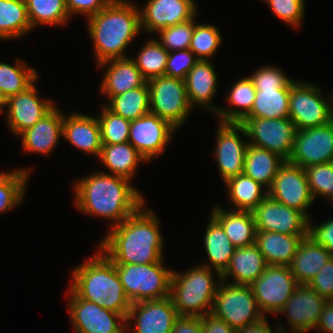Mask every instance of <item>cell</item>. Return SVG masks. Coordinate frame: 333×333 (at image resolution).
Instances as JSON below:
<instances>
[{"label": "cell", "mask_w": 333, "mask_h": 333, "mask_svg": "<svg viewBox=\"0 0 333 333\" xmlns=\"http://www.w3.org/2000/svg\"><path fill=\"white\" fill-rule=\"evenodd\" d=\"M145 204L123 222L109 228L98 242L97 248L114 264H150L164 258L165 241L159 218Z\"/></svg>", "instance_id": "cell-1"}, {"label": "cell", "mask_w": 333, "mask_h": 333, "mask_svg": "<svg viewBox=\"0 0 333 333\" xmlns=\"http://www.w3.org/2000/svg\"><path fill=\"white\" fill-rule=\"evenodd\" d=\"M131 181L105 170L79 178L73 185L76 209L108 220L111 227L134 214L145 202Z\"/></svg>", "instance_id": "cell-2"}, {"label": "cell", "mask_w": 333, "mask_h": 333, "mask_svg": "<svg viewBox=\"0 0 333 333\" xmlns=\"http://www.w3.org/2000/svg\"><path fill=\"white\" fill-rule=\"evenodd\" d=\"M137 5L130 0H113L97 14L87 18L96 65L111 59L129 57L126 48L142 31Z\"/></svg>", "instance_id": "cell-3"}, {"label": "cell", "mask_w": 333, "mask_h": 333, "mask_svg": "<svg viewBox=\"0 0 333 333\" xmlns=\"http://www.w3.org/2000/svg\"><path fill=\"white\" fill-rule=\"evenodd\" d=\"M87 261L72 270L69 287L79 298L93 302L125 318L131 302L118 276L115 264L98 248Z\"/></svg>", "instance_id": "cell-4"}, {"label": "cell", "mask_w": 333, "mask_h": 333, "mask_svg": "<svg viewBox=\"0 0 333 333\" xmlns=\"http://www.w3.org/2000/svg\"><path fill=\"white\" fill-rule=\"evenodd\" d=\"M221 282V273L201 264L184 273L173 269L169 297L178 315L201 317L210 313Z\"/></svg>", "instance_id": "cell-5"}, {"label": "cell", "mask_w": 333, "mask_h": 333, "mask_svg": "<svg viewBox=\"0 0 333 333\" xmlns=\"http://www.w3.org/2000/svg\"><path fill=\"white\" fill-rule=\"evenodd\" d=\"M164 258L150 264H115L118 276L131 303L165 299L170 296L172 271Z\"/></svg>", "instance_id": "cell-6"}, {"label": "cell", "mask_w": 333, "mask_h": 333, "mask_svg": "<svg viewBox=\"0 0 333 333\" xmlns=\"http://www.w3.org/2000/svg\"><path fill=\"white\" fill-rule=\"evenodd\" d=\"M322 93V88L309 81L296 79L291 83L289 118L297 130L322 126L333 120L332 94L325 98Z\"/></svg>", "instance_id": "cell-7"}, {"label": "cell", "mask_w": 333, "mask_h": 333, "mask_svg": "<svg viewBox=\"0 0 333 333\" xmlns=\"http://www.w3.org/2000/svg\"><path fill=\"white\" fill-rule=\"evenodd\" d=\"M236 331L262 320L250 285H237L222 281L217 289L211 311Z\"/></svg>", "instance_id": "cell-8"}, {"label": "cell", "mask_w": 333, "mask_h": 333, "mask_svg": "<svg viewBox=\"0 0 333 333\" xmlns=\"http://www.w3.org/2000/svg\"><path fill=\"white\" fill-rule=\"evenodd\" d=\"M148 83L150 112L169 122L177 130L189 118L192 107L185 81L168 76L152 78Z\"/></svg>", "instance_id": "cell-9"}, {"label": "cell", "mask_w": 333, "mask_h": 333, "mask_svg": "<svg viewBox=\"0 0 333 333\" xmlns=\"http://www.w3.org/2000/svg\"><path fill=\"white\" fill-rule=\"evenodd\" d=\"M240 123L250 145L274 152L285 161L290 159L297 131L290 118H244Z\"/></svg>", "instance_id": "cell-10"}, {"label": "cell", "mask_w": 333, "mask_h": 333, "mask_svg": "<svg viewBox=\"0 0 333 333\" xmlns=\"http://www.w3.org/2000/svg\"><path fill=\"white\" fill-rule=\"evenodd\" d=\"M66 294L69 319L74 332L126 333V318L123 315L81 299L71 289Z\"/></svg>", "instance_id": "cell-11"}, {"label": "cell", "mask_w": 333, "mask_h": 333, "mask_svg": "<svg viewBox=\"0 0 333 333\" xmlns=\"http://www.w3.org/2000/svg\"><path fill=\"white\" fill-rule=\"evenodd\" d=\"M298 283L289 266L267 265L250 286L262 314H278Z\"/></svg>", "instance_id": "cell-12"}, {"label": "cell", "mask_w": 333, "mask_h": 333, "mask_svg": "<svg viewBox=\"0 0 333 333\" xmlns=\"http://www.w3.org/2000/svg\"><path fill=\"white\" fill-rule=\"evenodd\" d=\"M268 196L281 204L301 211L308 219L311 218L308 209L311 208L315 199L307 182L304 168L285 161L279 167L268 188Z\"/></svg>", "instance_id": "cell-13"}, {"label": "cell", "mask_w": 333, "mask_h": 333, "mask_svg": "<svg viewBox=\"0 0 333 333\" xmlns=\"http://www.w3.org/2000/svg\"><path fill=\"white\" fill-rule=\"evenodd\" d=\"M327 302L324 297L308 284H298L292 296L278 312V315H286L289 329L284 328L281 322L275 325L282 332L291 330V333H306L311 329L315 330L322 309Z\"/></svg>", "instance_id": "cell-14"}, {"label": "cell", "mask_w": 333, "mask_h": 333, "mask_svg": "<svg viewBox=\"0 0 333 333\" xmlns=\"http://www.w3.org/2000/svg\"><path fill=\"white\" fill-rule=\"evenodd\" d=\"M214 156L223 183L231 177L243 173L248 140H243L240 134L247 137L241 123L218 122L216 129Z\"/></svg>", "instance_id": "cell-15"}, {"label": "cell", "mask_w": 333, "mask_h": 333, "mask_svg": "<svg viewBox=\"0 0 333 333\" xmlns=\"http://www.w3.org/2000/svg\"><path fill=\"white\" fill-rule=\"evenodd\" d=\"M176 131L169 122L149 112L131 121L128 142L150 162L165 152Z\"/></svg>", "instance_id": "cell-16"}, {"label": "cell", "mask_w": 333, "mask_h": 333, "mask_svg": "<svg viewBox=\"0 0 333 333\" xmlns=\"http://www.w3.org/2000/svg\"><path fill=\"white\" fill-rule=\"evenodd\" d=\"M288 161L302 168L333 162V120L322 126L297 130Z\"/></svg>", "instance_id": "cell-17"}, {"label": "cell", "mask_w": 333, "mask_h": 333, "mask_svg": "<svg viewBox=\"0 0 333 333\" xmlns=\"http://www.w3.org/2000/svg\"><path fill=\"white\" fill-rule=\"evenodd\" d=\"M256 231L308 236V218L267 196L252 210Z\"/></svg>", "instance_id": "cell-18"}, {"label": "cell", "mask_w": 333, "mask_h": 333, "mask_svg": "<svg viewBox=\"0 0 333 333\" xmlns=\"http://www.w3.org/2000/svg\"><path fill=\"white\" fill-rule=\"evenodd\" d=\"M178 317L170 297L131 303L126 317V333H171Z\"/></svg>", "instance_id": "cell-19"}, {"label": "cell", "mask_w": 333, "mask_h": 333, "mask_svg": "<svg viewBox=\"0 0 333 333\" xmlns=\"http://www.w3.org/2000/svg\"><path fill=\"white\" fill-rule=\"evenodd\" d=\"M139 7L141 30L156 34L159 30L185 23L198 14L195 0H146Z\"/></svg>", "instance_id": "cell-20"}, {"label": "cell", "mask_w": 333, "mask_h": 333, "mask_svg": "<svg viewBox=\"0 0 333 333\" xmlns=\"http://www.w3.org/2000/svg\"><path fill=\"white\" fill-rule=\"evenodd\" d=\"M37 80L26 90L10 96L7 100V124L18 137L26 129L32 127L55 105L51 99L40 98L36 87Z\"/></svg>", "instance_id": "cell-21"}, {"label": "cell", "mask_w": 333, "mask_h": 333, "mask_svg": "<svg viewBox=\"0 0 333 333\" xmlns=\"http://www.w3.org/2000/svg\"><path fill=\"white\" fill-rule=\"evenodd\" d=\"M62 137L82 153L99 158L102 141L96 114L93 116L78 112L63 114Z\"/></svg>", "instance_id": "cell-22"}, {"label": "cell", "mask_w": 333, "mask_h": 333, "mask_svg": "<svg viewBox=\"0 0 333 333\" xmlns=\"http://www.w3.org/2000/svg\"><path fill=\"white\" fill-rule=\"evenodd\" d=\"M63 111L56 105L32 127L18 137L21 138L23 151L50 155L62 139Z\"/></svg>", "instance_id": "cell-23"}, {"label": "cell", "mask_w": 333, "mask_h": 333, "mask_svg": "<svg viewBox=\"0 0 333 333\" xmlns=\"http://www.w3.org/2000/svg\"><path fill=\"white\" fill-rule=\"evenodd\" d=\"M97 67L106 68L99 90L108 100L147 83L131 57L111 59L98 64Z\"/></svg>", "instance_id": "cell-24"}, {"label": "cell", "mask_w": 333, "mask_h": 333, "mask_svg": "<svg viewBox=\"0 0 333 333\" xmlns=\"http://www.w3.org/2000/svg\"><path fill=\"white\" fill-rule=\"evenodd\" d=\"M187 97L191 107L201 106L216 115L220 106H215L213 99L218 89V77L210 60H198L185 78Z\"/></svg>", "instance_id": "cell-25"}, {"label": "cell", "mask_w": 333, "mask_h": 333, "mask_svg": "<svg viewBox=\"0 0 333 333\" xmlns=\"http://www.w3.org/2000/svg\"><path fill=\"white\" fill-rule=\"evenodd\" d=\"M267 263L258 246L236 248L229 266L221 274L222 281L237 284L251 285L265 271ZM233 280L232 282L229 280Z\"/></svg>", "instance_id": "cell-26"}, {"label": "cell", "mask_w": 333, "mask_h": 333, "mask_svg": "<svg viewBox=\"0 0 333 333\" xmlns=\"http://www.w3.org/2000/svg\"><path fill=\"white\" fill-rule=\"evenodd\" d=\"M210 215L223 227L225 234L235 248L255 243L256 226L252 211L222 209L214 205Z\"/></svg>", "instance_id": "cell-27"}, {"label": "cell", "mask_w": 333, "mask_h": 333, "mask_svg": "<svg viewBox=\"0 0 333 333\" xmlns=\"http://www.w3.org/2000/svg\"><path fill=\"white\" fill-rule=\"evenodd\" d=\"M333 255L309 236L303 238L289 265L298 284H309Z\"/></svg>", "instance_id": "cell-28"}, {"label": "cell", "mask_w": 333, "mask_h": 333, "mask_svg": "<svg viewBox=\"0 0 333 333\" xmlns=\"http://www.w3.org/2000/svg\"><path fill=\"white\" fill-rule=\"evenodd\" d=\"M307 236L256 231L255 244L267 265L289 266L300 242Z\"/></svg>", "instance_id": "cell-29"}, {"label": "cell", "mask_w": 333, "mask_h": 333, "mask_svg": "<svg viewBox=\"0 0 333 333\" xmlns=\"http://www.w3.org/2000/svg\"><path fill=\"white\" fill-rule=\"evenodd\" d=\"M98 160L106 166L108 174L123 177L129 181L136 176L140 162L147 160L129 143L102 145Z\"/></svg>", "instance_id": "cell-30"}, {"label": "cell", "mask_w": 333, "mask_h": 333, "mask_svg": "<svg viewBox=\"0 0 333 333\" xmlns=\"http://www.w3.org/2000/svg\"><path fill=\"white\" fill-rule=\"evenodd\" d=\"M209 223L206 225L204 234V250L206 251L209 262L201 263V265L214 269L219 273H223L229 266L231 257L235 252L223 227L209 215Z\"/></svg>", "instance_id": "cell-31"}, {"label": "cell", "mask_w": 333, "mask_h": 333, "mask_svg": "<svg viewBox=\"0 0 333 333\" xmlns=\"http://www.w3.org/2000/svg\"><path fill=\"white\" fill-rule=\"evenodd\" d=\"M230 200V209L252 211L268 196V189L244 173L224 183Z\"/></svg>", "instance_id": "cell-32"}, {"label": "cell", "mask_w": 333, "mask_h": 333, "mask_svg": "<svg viewBox=\"0 0 333 333\" xmlns=\"http://www.w3.org/2000/svg\"><path fill=\"white\" fill-rule=\"evenodd\" d=\"M285 162L278 154L265 148L248 145L243 173L268 189L279 167Z\"/></svg>", "instance_id": "cell-33"}, {"label": "cell", "mask_w": 333, "mask_h": 333, "mask_svg": "<svg viewBox=\"0 0 333 333\" xmlns=\"http://www.w3.org/2000/svg\"><path fill=\"white\" fill-rule=\"evenodd\" d=\"M228 93L226 100L230 108L220 107L216 116L220 122L240 123L252 110L256 89L249 76H246L237 80Z\"/></svg>", "instance_id": "cell-34"}, {"label": "cell", "mask_w": 333, "mask_h": 333, "mask_svg": "<svg viewBox=\"0 0 333 333\" xmlns=\"http://www.w3.org/2000/svg\"><path fill=\"white\" fill-rule=\"evenodd\" d=\"M291 88L256 89L251 112L245 118H289Z\"/></svg>", "instance_id": "cell-35"}, {"label": "cell", "mask_w": 333, "mask_h": 333, "mask_svg": "<svg viewBox=\"0 0 333 333\" xmlns=\"http://www.w3.org/2000/svg\"><path fill=\"white\" fill-rule=\"evenodd\" d=\"M31 30L25 0H0V40L20 39Z\"/></svg>", "instance_id": "cell-36"}, {"label": "cell", "mask_w": 333, "mask_h": 333, "mask_svg": "<svg viewBox=\"0 0 333 333\" xmlns=\"http://www.w3.org/2000/svg\"><path fill=\"white\" fill-rule=\"evenodd\" d=\"M148 83L111 97L106 107L126 120L133 121L150 112Z\"/></svg>", "instance_id": "cell-37"}, {"label": "cell", "mask_w": 333, "mask_h": 333, "mask_svg": "<svg viewBox=\"0 0 333 333\" xmlns=\"http://www.w3.org/2000/svg\"><path fill=\"white\" fill-rule=\"evenodd\" d=\"M27 64L19 58L14 66L0 61V89L7 99L26 90L39 78L37 70Z\"/></svg>", "instance_id": "cell-38"}, {"label": "cell", "mask_w": 333, "mask_h": 333, "mask_svg": "<svg viewBox=\"0 0 333 333\" xmlns=\"http://www.w3.org/2000/svg\"><path fill=\"white\" fill-rule=\"evenodd\" d=\"M31 168L0 173V214L11 211L24 201Z\"/></svg>", "instance_id": "cell-39"}, {"label": "cell", "mask_w": 333, "mask_h": 333, "mask_svg": "<svg viewBox=\"0 0 333 333\" xmlns=\"http://www.w3.org/2000/svg\"><path fill=\"white\" fill-rule=\"evenodd\" d=\"M32 29L41 25L62 26L71 20L65 0H25Z\"/></svg>", "instance_id": "cell-40"}, {"label": "cell", "mask_w": 333, "mask_h": 333, "mask_svg": "<svg viewBox=\"0 0 333 333\" xmlns=\"http://www.w3.org/2000/svg\"><path fill=\"white\" fill-rule=\"evenodd\" d=\"M169 52L156 40L149 38L132 59L143 77L149 81L152 78L164 76Z\"/></svg>", "instance_id": "cell-41"}, {"label": "cell", "mask_w": 333, "mask_h": 333, "mask_svg": "<svg viewBox=\"0 0 333 333\" xmlns=\"http://www.w3.org/2000/svg\"><path fill=\"white\" fill-rule=\"evenodd\" d=\"M220 33L215 25L196 21L189 49L198 60H210L222 45L223 37Z\"/></svg>", "instance_id": "cell-42"}, {"label": "cell", "mask_w": 333, "mask_h": 333, "mask_svg": "<svg viewBox=\"0 0 333 333\" xmlns=\"http://www.w3.org/2000/svg\"><path fill=\"white\" fill-rule=\"evenodd\" d=\"M96 116L101 128L102 145L128 142L131 121L113 113L105 104Z\"/></svg>", "instance_id": "cell-43"}, {"label": "cell", "mask_w": 333, "mask_h": 333, "mask_svg": "<svg viewBox=\"0 0 333 333\" xmlns=\"http://www.w3.org/2000/svg\"><path fill=\"white\" fill-rule=\"evenodd\" d=\"M314 199L325 197L333 202V162L317 164L304 168Z\"/></svg>", "instance_id": "cell-44"}, {"label": "cell", "mask_w": 333, "mask_h": 333, "mask_svg": "<svg viewBox=\"0 0 333 333\" xmlns=\"http://www.w3.org/2000/svg\"><path fill=\"white\" fill-rule=\"evenodd\" d=\"M197 15L181 24L171 27H166L159 30L156 34L159 39H156L168 52L189 49L192 35L195 29Z\"/></svg>", "instance_id": "cell-45"}, {"label": "cell", "mask_w": 333, "mask_h": 333, "mask_svg": "<svg viewBox=\"0 0 333 333\" xmlns=\"http://www.w3.org/2000/svg\"><path fill=\"white\" fill-rule=\"evenodd\" d=\"M286 25L298 28L305 16V0H263Z\"/></svg>", "instance_id": "cell-46"}, {"label": "cell", "mask_w": 333, "mask_h": 333, "mask_svg": "<svg viewBox=\"0 0 333 333\" xmlns=\"http://www.w3.org/2000/svg\"><path fill=\"white\" fill-rule=\"evenodd\" d=\"M249 78L255 89L291 88L294 81L287 77L282 69L273 65L259 67Z\"/></svg>", "instance_id": "cell-47"}, {"label": "cell", "mask_w": 333, "mask_h": 333, "mask_svg": "<svg viewBox=\"0 0 333 333\" xmlns=\"http://www.w3.org/2000/svg\"><path fill=\"white\" fill-rule=\"evenodd\" d=\"M197 61L190 49L169 52L164 76L185 80Z\"/></svg>", "instance_id": "cell-48"}, {"label": "cell", "mask_w": 333, "mask_h": 333, "mask_svg": "<svg viewBox=\"0 0 333 333\" xmlns=\"http://www.w3.org/2000/svg\"><path fill=\"white\" fill-rule=\"evenodd\" d=\"M308 285L327 301H333V256Z\"/></svg>", "instance_id": "cell-49"}, {"label": "cell", "mask_w": 333, "mask_h": 333, "mask_svg": "<svg viewBox=\"0 0 333 333\" xmlns=\"http://www.w3.org/2000/svg\"><path fill=\"white\" fill-rule=\"evenodd\" d=\"M312 217L308 220V236L316 243L324 246L333 255V218L328 221L312 224Z\"/></svg>", "instance_id": "cell-50"}, {"label": "cell", "mask_w": 333, "mask_h": 333, "mask_svg": "<svg viewBox=\"0 0 333 333\" xmlns=\"http://www.w3.org/2000/svg\"><path fill=\"white\" fill-rule=\"evenodd\" d=\"M113 0H65L70 18L73 14L83 15L86 18L97 14Z\"/></svg>", "instance_id": "cell-51"}, {"label": "cell", "mask_w": 333, "mask_h": 333, "mask_svg": "<svg viewBox=\"0 0 333 333\" xmlns=\"http://www.w3.org/2000/svg\"><path fill=\"white\" fill-rule=\"evenodd\" d=\"M201 325L203 333H237L234 328L212 312L201 316Z\"/></svg>", "instance_id": "cell-52"}, {"label": "cell", "mask_w": 333, "mask_h": 333, "mask_svg": "<svg viewBox=\"0 0 333 333\" xmlns=\"http://www.w3.org/2000/svg\"><path fill=\"white\" fill-rule=\"evenodd\" d=\"M171 333H203L201 317L179 316L174 323Z\"/></svg>", "instance_id": "cell-53"}, {"label": "cell", "mask_w": 333, "mask_h": 333, "mask_svg": "<svg viewBox=\"0 0 333 333\" xmlns=\"http://www.w3.org/2000/svg\"><path fill=\"white\" fill-rule=\"evenodd\" d=\"M317 331L333 333V301H328L320 314Z\"/></svg>", "instance_id": "cell-54"}, {"label": "cell", "mask_w": 333, "mask_h": 333, "mask_svg": "<svg viewBox=\"0 0 333 333\" xmlns=\"http://www.w3.org/2000/svg\"><path fill=\"white\" fill-rule=\"evenodd\" d=\"M269 324L267 316L262 320L237 330V333H278L279 329ZM274 329V330H273ZM274 331V332H273Z\"/></svg>", "instance_id": "cell-55"}, {"label": "cell", "mask_w": 333, "mask_h": 333, "mask_svg": "<svg viewBox=\"0 0 333 333\" xmlns=\"http://www.w3.org/2000/svg\"><path fill=\"white\" fill-rule=\"evenodd\" d=\"M7 97L3 94L0 89V113H3L7 108Z\"/></svg>", "instance_id": "cell-56"}, {"label": "cell", "mask_w": 333, "mask_h": 333, "mask_svg": "<svg viewBox=\"0 0 333 333\" xmlns=\"http://www.w3.org/2000/svg\"><path fill=\"white\" fill-rule=\"evenodd\" d=\"M331 94H332V107H333V93L331 92Z\"/></svg>", "instance_id": "cell-57"}]
</instances>
